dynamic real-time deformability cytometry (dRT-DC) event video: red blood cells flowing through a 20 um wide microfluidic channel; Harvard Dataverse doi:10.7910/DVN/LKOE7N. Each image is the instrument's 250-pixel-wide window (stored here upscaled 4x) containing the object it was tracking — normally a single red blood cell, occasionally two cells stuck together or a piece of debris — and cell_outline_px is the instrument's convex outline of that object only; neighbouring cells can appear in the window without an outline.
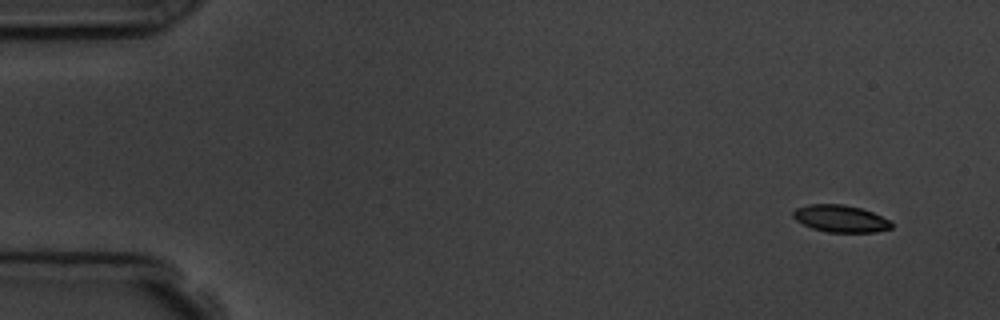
{"species": "common noctule bat (a hibernating species)", "species_latin": "Nyctalus noctula", "temperature_condition": "room temperature", "stored_images_in_passage": 15, "camera_frame_rate_fps": 3000, "um_per_image_px": 0.085, "animal": {"sex": "male", "body_mass_g": 19.5, "forearm_length_mm": 54.6}, "frame": {"image": 1, "passage_image": 1, "time_ms": 0.0, "image_size_px": [1000, 320], "cell_outline_px": [[892, 228], [876, 232], [828, 232], [812, 228], [796, 220], [792, 216], [792, 212], [796, 208], [808, 204], [844, 204], [860, 208], [872, 212], [892, 220]], "centroid_in_image_um": [71.46, 18.58], "position_along_channel_um": 13.5, "area_um2": 15.61}}
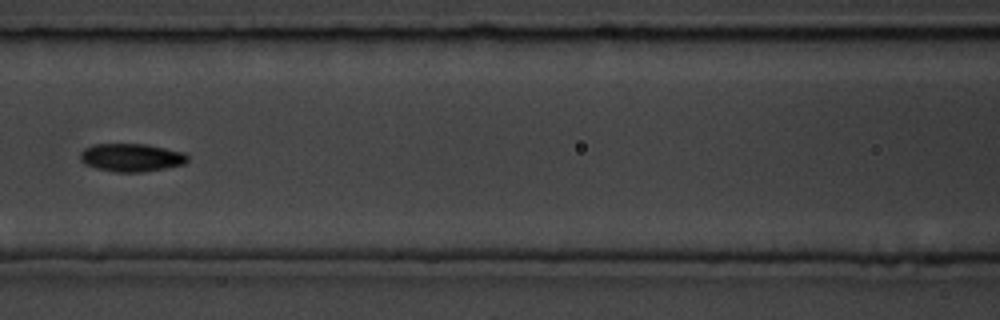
{"frame": {"image": 2, "passage_image": 7, "time_ms": 7.0, "image_size_px": [1000, 320], "cell_outline_px": [[188, 160], [184, 164], [164, 168], [140, 172], [116, 172], [96, 168], [84, 164], [80, 160], [80, 152], [84, 148], [92, 144], [148, 144], [184, 152], [188, 156]], "centroid_in_image_um": [11.14, 13.38], "position_along_channel_um": 155.5, "area_um2": 17.63}}
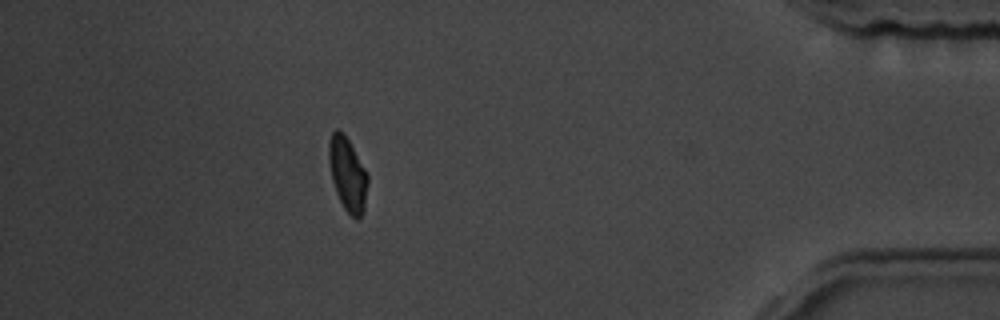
{"frame": {"image": 3, "passage_image": 14, "time_ms": 15.0, "image_size_px": [1000, 320], "cell_outline_px": [[368, 184], [364, 208], [360, 216], [356, 220], [344, 208], [336, 192], [332, 180], [328, 160], [328, 140], [332, 132], [336, 128], [344, 132], [364, 168], [368, 176]], "centroid_in_image_um": [29.52, 14.77], "position_along_channel_um": 405.7, "area_um2": 16.65}, "authors_computed_cell_mechanics": {"area_um2": 16.9932, "velocity_mm_per_s": 3.7299, "shape_relaxation_time_tau1_ms": 2.6801, "shape_relaxation_time_tau2_ms": null, "deformation_change_tau1": 0.0844, "deformation_change_tau2": null}}